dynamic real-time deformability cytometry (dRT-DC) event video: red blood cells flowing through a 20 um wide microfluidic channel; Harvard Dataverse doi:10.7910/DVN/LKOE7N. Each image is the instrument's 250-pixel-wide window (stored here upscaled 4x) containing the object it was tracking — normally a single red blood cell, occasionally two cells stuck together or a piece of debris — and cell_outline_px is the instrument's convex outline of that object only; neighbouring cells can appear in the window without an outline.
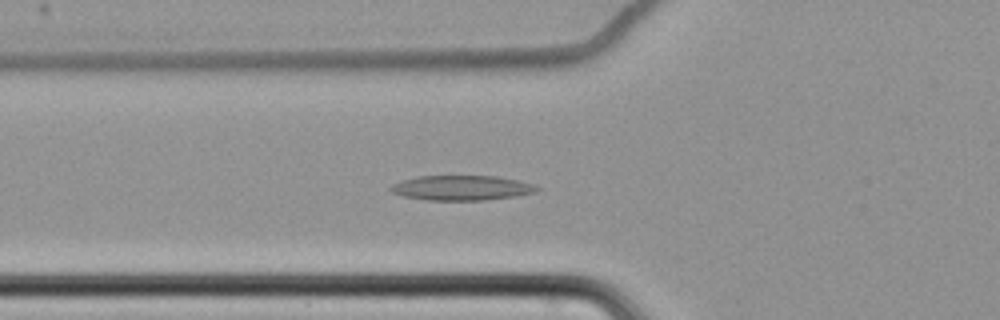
{"species": "common noctule bat (a hibernating species)", "species_latin": "Nyctalus noctula", "temperature_condition": "cold", "stored_images_in_passage": 65, "camera_frame_rate_fps": 3000, "um_per_image_px": 0.085, "animal": {"sex": "female", "body_mass_g": 22.7, "forearm_length_mm": 54.2}, "frame": {"image": 1, "passage_image": 27, "time_ms": 8.667, "image_size_px": [1000, 320], "cell_outline_px": [[540, 188], [536, 192], [512, 196], [484, 200], [428, 200], [404, 196], [392, 192], [388, 188], [392, 184], [416, 176], [496, 176], [516, 180], [532, 184]], "centroid_in_image_um": [39.2, 15.96], "position_along_channel_um": 86.6, "area_um2": 20.92}}
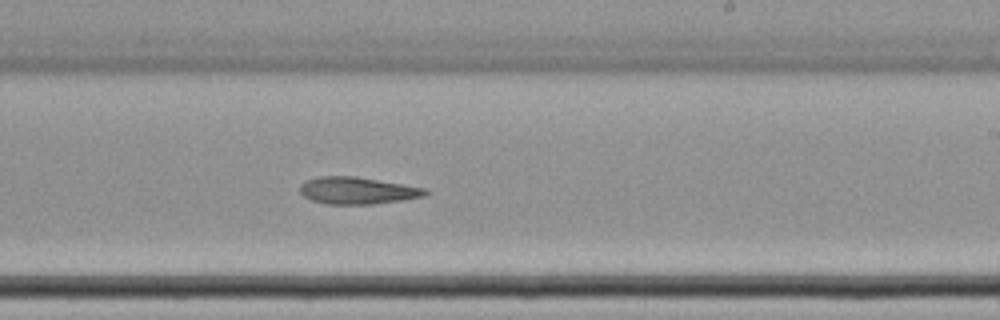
{"frame": {"image": 2, "passage_image": 42, "time_ms": 13.667, "image_size_px": [1000, 320], "cell_outline_px": [[428, 192], [424, 196], [400, 200], [372, 204], [328, 204], [312, 200], [304, 196], [300, 192], [300, 184], [304, 180], [320, 176], [356, 176], [428, 188]], "centroid_in_image_um": [30.37, 16.18], "position_along_channel_um": 258.6, "area_um2": 19.77}}
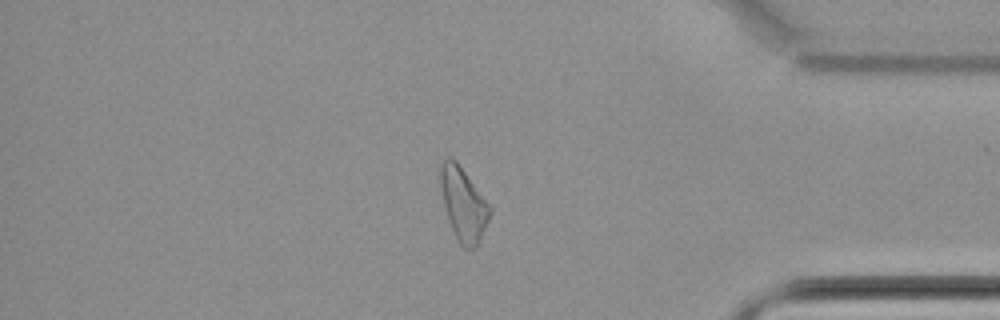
{"frame": {"image": 3, "passage_image": 56, "time_ms": 18.333, "image_size_px": [1000, 320], "cell_outline_px": [[492, 212], [476, 248], [464, 248], [456, 240], [448, 220], [444, 208], [440, 188], [440, 164], [448, 156], [456, 160], [492, 208]], "centroid_in_image_um": [39.37, 17.36], "position_along_channel_um": 395.8, "area_um2": 21.15}, "authors_computed_cell_mechanics": {"area_um2": 21.386, "velocity_mm_per_s": 3.4512, "shape_relaxation_time_tau1_ms": null, "shape_relaxation_time_tau2_ms": 11.2094, "deformation_change_tau1": null, "deformation_change_tau2": 0.2099}}